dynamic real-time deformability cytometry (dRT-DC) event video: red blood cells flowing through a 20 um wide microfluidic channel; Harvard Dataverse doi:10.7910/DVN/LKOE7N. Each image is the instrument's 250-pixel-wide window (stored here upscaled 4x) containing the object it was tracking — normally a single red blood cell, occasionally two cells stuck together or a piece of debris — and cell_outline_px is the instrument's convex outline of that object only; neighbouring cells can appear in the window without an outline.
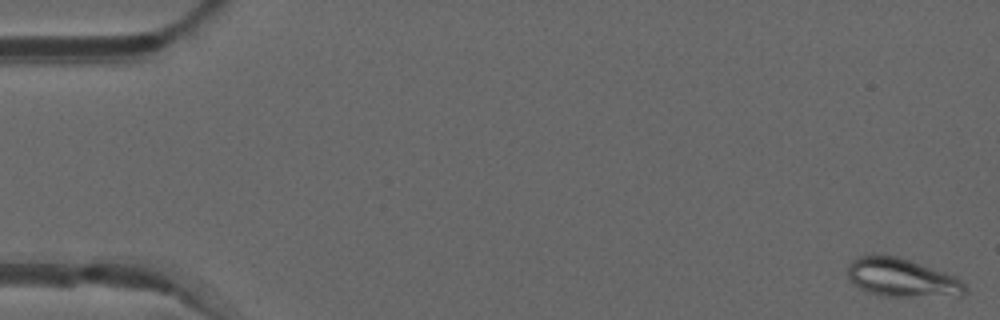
{"species": "common noctule bat (a hibernating species)", "species_latin": "Nyctalus noctula", "temperature_condition": "warm", "stored_images_in_passage": 25, "camera_frame_rate_fps": 3000, "um_per_image_px": 0.085, "animal": {"sex": "male", "forearm_length_mm": 52.5}, "frame": {"image": 1, "passage_image": 1, "time_ms": 0.0, "image_size_px": [1000, 320], "cell_outline_px": [[968, 292], [964, 296], [884, 296], [868, 292], [860, 288], [848, 276], [848, 264], [856, 256], [872, 252], [896, 256], [956, 276], [968, 288]], "centroid_in_image_um": [76.66, 23.58], "position_along_channel_um": 8.3, "area_um2": 26.59}}
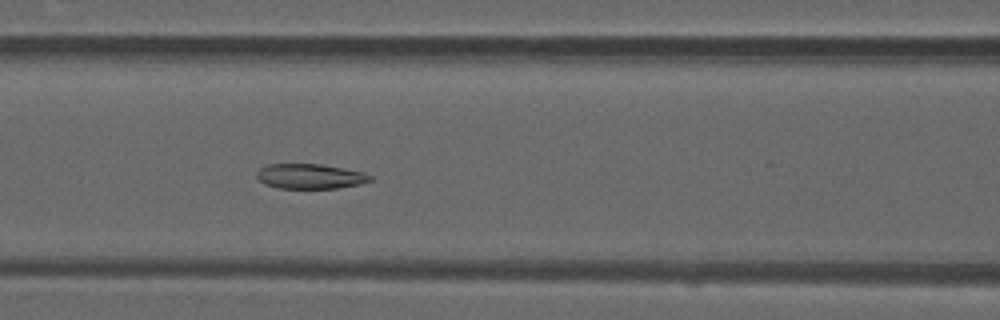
{"frame": {"image": 2, "passage_image": 22, "time_ms": 7.0, "image_size_px": [1000, 320], "cell_outline_px": [[372, 180], [360, 184], [336, 188], [276, 188], [264, 184], [256, 176], [256, 172], [260, 168], [268, 164], [320, 164], [344, 168], [364, 172], [372, 176]], "centroid_in_image_um": [26.35, 14.98], "position_along_channel_um": 140.3, "area_um2": 16.53}}
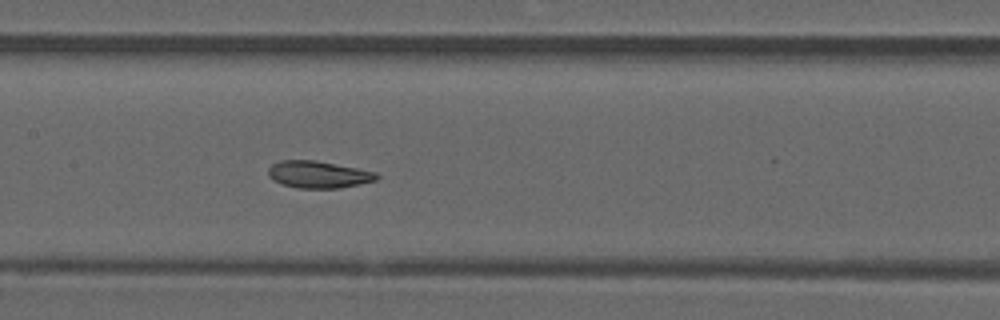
{"frame": {"image": 3, "passage_image": 25, "time_ms": 8.0, "image_size_px": [1000, 320], "cell_outline_px": [[380, 176], [376, 180], [360, 184], [340, 188], [296, 188], [280, 184], [272, 180], [268, 176], [268, 168], [272, 164], [280, 160], [316, 160], [376, 172]], "centroid_in_image_um": [27.03, 14.83], "position_along_channel_um": 180.4, "area_um2": 17.22}}